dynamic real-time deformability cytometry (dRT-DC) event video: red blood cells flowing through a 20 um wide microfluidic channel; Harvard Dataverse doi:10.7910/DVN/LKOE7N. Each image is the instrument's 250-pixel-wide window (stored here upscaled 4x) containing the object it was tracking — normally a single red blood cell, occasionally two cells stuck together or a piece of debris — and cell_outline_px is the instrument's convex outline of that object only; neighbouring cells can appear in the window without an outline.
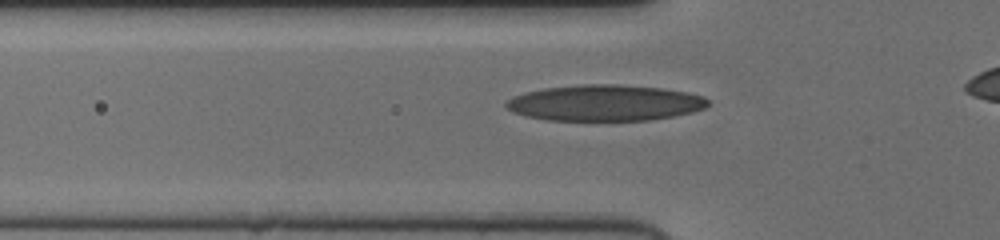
{"species": "human", "species_latin": "Homo sapiens", "temperature_condition": "cold", "stored_images_in_passage": 37, "camera_frame_rate_fps": 3000, "um_per_image_px": 0.085, "donor": {"sex": "female"}, "frame": {"image": 1, "passage_image": 8, "time_ms": 2.333, "image_size_px": [1000, 240], "cell_outline_px": [[708, 104], [704, 108], [692, 112], [652, 120], [548, 120], [524, 116], [512, 112], [504, 104], [512, 96], [524, 92], [544, 88], [580, 84], [616, 84], [664, 88], [688, 92], [704, 96], [708, 100]], "centroid_in_image_um": [51.4, 8.74], "position_along_channel_um": 74.4, "area_um2": 42.6}}
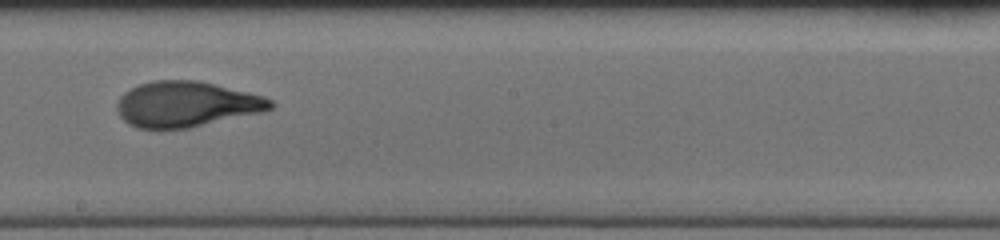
{"frame": {"image": 2, "passage_image": 20, "time_ms": 6.333, "image_size_px": [1000, 240], "cell_outline_px": [[276, 104], [272, 108], [264, 112], [188, 128], [136, 128], [128, 124], [120, 116], [116, 108], [116, 104], [120, 96], [124, 92], [140, 84], [152, 80], [200, 80], [264, 96], [272, 100]], "centroid_in_image_um": [15.85, 8.85], "position_along_channel_um": 232.3, "area_um2": 40.92}}
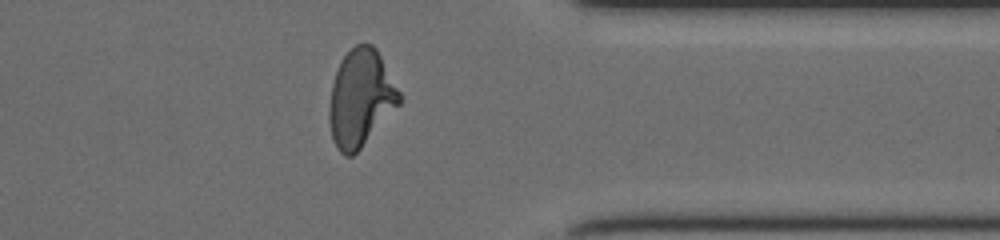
{"frame": {"image": 3, "passage_image": 32, "time_ms": 10.333, "image_size_px": [1000, 240], "cell_outline_px": [[404, 100], [360, 148], [352, 156], [344, 156], [336, 148], [332, 140], [328, 120], [328, 108], [332, 84], [336, 72], [344, 56], [356, 44], [372, 44], [376, 48], [400, 92]], "centroid_in_image_um": [30.65, 8.37], "position_along_channel_um": 380.8, "area_um2": 39.54}}